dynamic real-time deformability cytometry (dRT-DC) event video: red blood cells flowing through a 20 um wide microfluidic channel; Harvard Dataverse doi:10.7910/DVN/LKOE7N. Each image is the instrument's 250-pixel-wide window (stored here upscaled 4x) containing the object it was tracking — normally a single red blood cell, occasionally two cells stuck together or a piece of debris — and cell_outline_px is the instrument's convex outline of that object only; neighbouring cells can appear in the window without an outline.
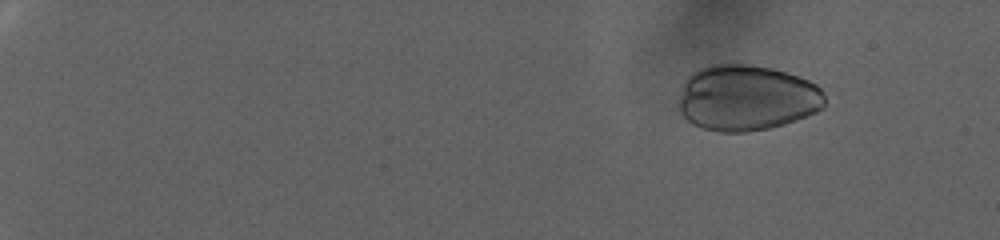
{"species": "human", "species_latin": "Homo sapiens", "temperature_condition": "warm", "stored_images_in_passage": 86, "camera_frame_rate_fps": 3000, "um_per_image_px": 0.085, "donor": {"sex": "female"}, "frame": {"image": 1, "passage_image": 13, "time_ms": 4.0, "image_size_px": [1000, 240], "cell_outline_px": [[824, 108], [808, 116], [784, 124], [768, 128], [748, 132], [716, 132], [692, 124], [680, 112], [676, 104], [684, 80], [692, 72], [708, 64], [736, 60], [772, 68], [808, 80], [816, 84], [824, 92]], "centroid_in_image_um": [63.42, 8.28], "position_along_channel_um": 21.6, "area_um2": 57.34}}
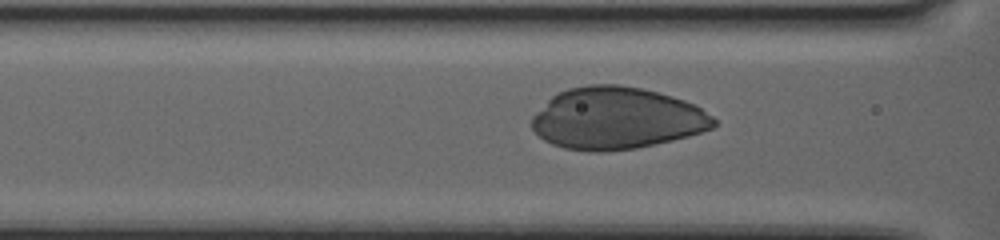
{"frame": {"image": 2, "passage_image": 47, "time_ms": 15.333, "image_size_px": [1000, 240], "cell_outline_px": [[716, 124], [712, 128], [688, 136], [672, 140], [636, 148], [600, 152], [588, 152], [564, 148], [552, 144], [544, 140], [532, 128], [532, 116], [552, 96], [568, 88], [588, 84], [620, 84], [640, 88], [672, 96], [684, 100], [700, 108], [712, 116], [716, 120]], "centroid_in_image_um": [52.39, 10.06], "position_along_channel_um": 114.2, "area_um2": 65.49}}
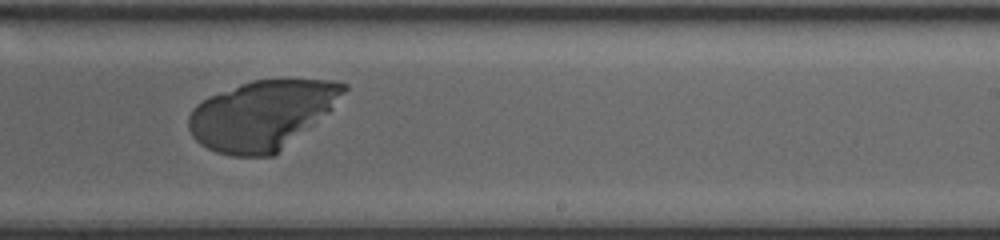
{"frame": {"image": 3, "passage_image": 66, "time_ms": 21.667, "image_size_px": [1000, 240], "cell_outline_px": [[348, 88], [332, 108], [328, 112], [272, 156], [232, 156], [216, 152], [200, 144], [192, 136], [188, 128], [188, 116], [192, 108], [196, 104], [208, 96], [240, 84], [252, 80], [336, 80], [348, 84]], "centroid_in_image_um": [22.23, 9.76], "position_along_channel_um": 266.8, "area_um2": 62.08}}